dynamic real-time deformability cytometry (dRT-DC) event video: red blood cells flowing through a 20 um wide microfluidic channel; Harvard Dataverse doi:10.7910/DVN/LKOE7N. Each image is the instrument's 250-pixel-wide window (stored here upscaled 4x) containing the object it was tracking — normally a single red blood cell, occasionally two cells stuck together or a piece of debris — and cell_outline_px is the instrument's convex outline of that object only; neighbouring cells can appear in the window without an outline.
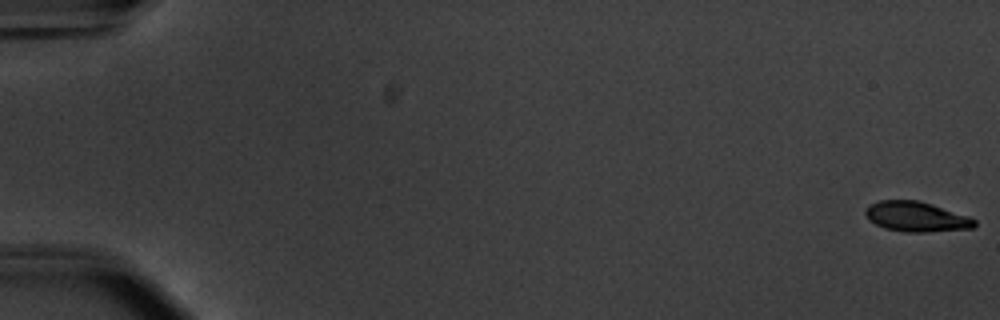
{"species": "common noctule bat (a hibernating species)", "species_latin": "Nyctalus noctula", "temperature_condition": "warm", "stored_images_in_passage": 55, "camera_frame_rate_fps": 3000, "um_per_image_px": 0.085, "animal": {"sex": "male", "body_mass_g": 20.1, "forearm_length_mm": 53.5}, "frame": {"image": 1, "passage_image": 1, "time_ms": 0.0, "image_size_px": [1000, 320], "cell_outline_px": [[976, 224], [972, 228], [928, 232], [904, 232], [884, 228], [868, 220], [864, 212], [864, 208], [868, 204], [880, 200], [920, 200], [968, 216], [976, 220]], "centroid_in_image_um": [77.83, 18.41], "position_along_channel_um": 7.2, "area_um2": 19.25}}
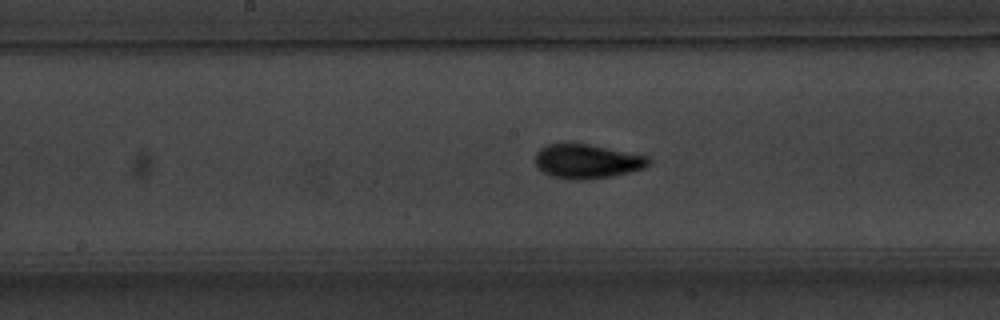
{"frame": {"image": 2, "passage_image": 30, "time_ms": 9.667, "image_size_px": [1000, 320], "cell_outline_px": [[652, 160], [644, 168], [612, 176], [584, 180], [568, 180], [548, 176], [536, 168], [536, 152], [540, 148], [548, 144], [588, 144], [648, 156]], "centroid_in_image_um": [49.86, 13.73], "position_along_channel_um": 198.3, "area_um2": 22.72}}
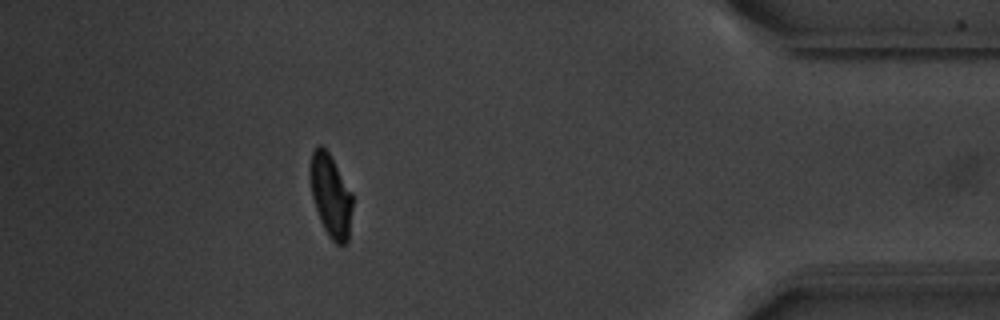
{"frame": {"image": 3, "passage_image": 50, "time_ms": 16.333, "image_size_px": [1000, 320], "cell_outline_px": [[352, 208], [348, 240], [344, 244], [336, 244], [328, 236], [320, 220], [312, 196], [308, 176], [308, 168], [312, 152], [320, 144], [328, 152], [352, 192]], "centroid_in_image_um": [28.09, 16.62], "position_along_channel_um": 407.1, "area_um2": 20.46}, "authors_computed_cell_mechanics": {"area_um2": 20.6924, "velocity_mm_per_s": 3.7623, "shape_relaxation_time_tau1_ms": 2.6035, "shape_relaxation_time_tau2_ms": null, "deformation_change_tau1": 0.1367, "deformation_change_tau2": null}}